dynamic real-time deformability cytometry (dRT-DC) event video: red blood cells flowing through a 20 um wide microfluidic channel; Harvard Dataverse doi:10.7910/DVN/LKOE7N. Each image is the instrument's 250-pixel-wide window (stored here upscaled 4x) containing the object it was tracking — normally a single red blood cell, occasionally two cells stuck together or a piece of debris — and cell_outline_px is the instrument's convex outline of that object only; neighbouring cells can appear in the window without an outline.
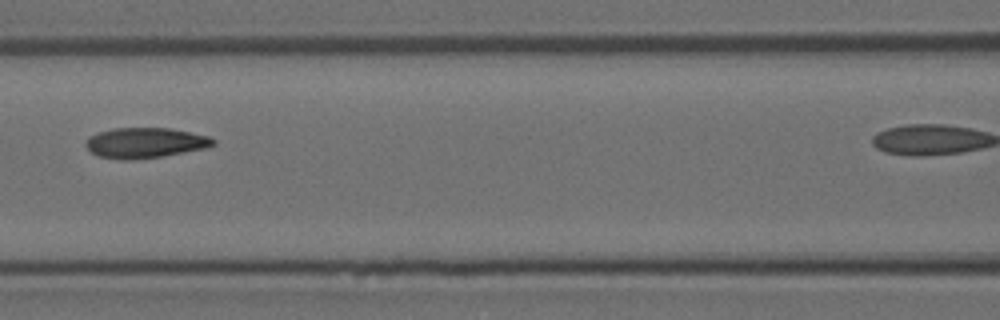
{"species": "Egyptian fruit bat (a non-hibernating species)", "species_latin": "Rousettus aegyptiacus", "temperature_condition": "room temperature", "stored_images_in_passage": 6, "segment_of_instrument_passage": [1, 2], "camera_frame_rate_fps": 3000, "um_per_image_px": 0.085, "animal": {"sex": "female"}, "frame": {"image": 1, "passage_image": 5, "time_ms": 5.0, "image_size_px": [1000, 320], "cell_outline_px": [[216, 144], [208, 148], [160, 156], [132, 160], [124, 160], [100, 156], [92, 152], [84, 144], [88, 136], [112, 128], [168, 128], [208, 136], [216, 140]], "centroid_in_image_um": [12.34, 12.14], "position_along_channel_um": 154.3, "area_um2": 22.37}}